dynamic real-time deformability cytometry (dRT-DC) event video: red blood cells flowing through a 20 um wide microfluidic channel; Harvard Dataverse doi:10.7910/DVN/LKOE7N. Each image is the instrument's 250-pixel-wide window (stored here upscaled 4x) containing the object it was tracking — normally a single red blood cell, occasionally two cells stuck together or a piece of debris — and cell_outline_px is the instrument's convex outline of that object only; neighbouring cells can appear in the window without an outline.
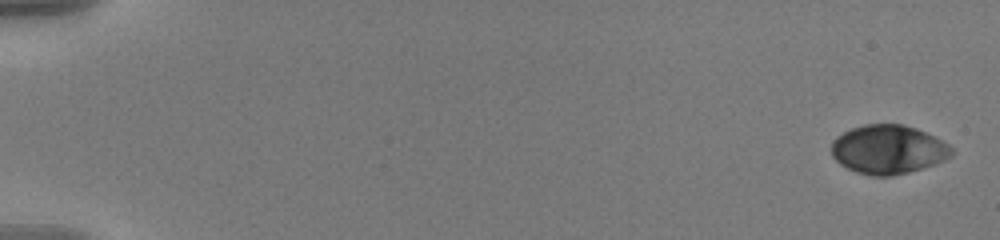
{"species": "human", "species_latin": "Homo sapiens", "temperature_condition": "warm", "stored_images_in_passage": 57, "camera_frame_rate_fps": 3000, "um_per_image_px": 0.085, "donor": {"sex": "male"}, "frame": {"image": 1, "passage_image": 1, "time_ms": 0.0, "image_size_px": [1000, 240], "cell_outline_px": [[956, 152], [952, 156], [936, 164], [908, 172], [892, 176], [872, 176], [856, 172], [840, 164], [832, 156], [832, 140], [836, 136], [852, 128], [864, 124], [904, 124], [916, 128], [936, 136], [948, 144]], "centroid_in_image_um": [75.52, 12.7], "position_along_channel_um": 9.5, "area_um2": 34.56}}
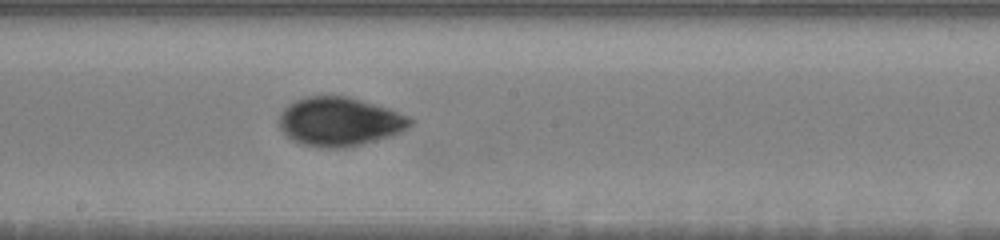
{"frame": {"image": 2, "passage_image": 33, "time_ms": 10.667, "image_size_px": [1000, 240], "cell_outline_px": [[416, 120], [408, 128], [392, 136], [344, 148], [320, 148], [304, 144], [292, 140], [280, 128], [280, 112], [288, 104], [296, 100], [308, 96], [348, 96], [388, 108], [408, 116]], "centroid_in_image_um": [28.88, 10.34], "position_along_channel_um": 219.3, "area_um2": 37.28}}
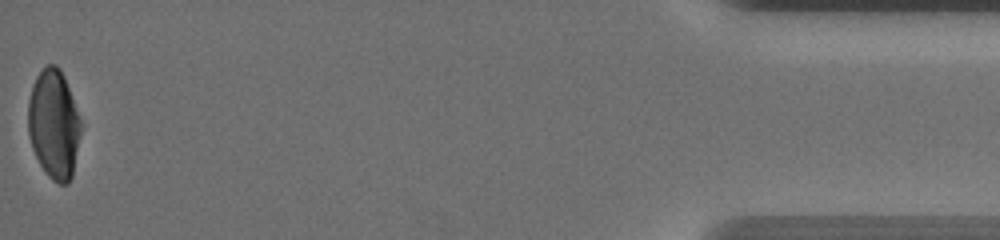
{"frame": {"image": 3, "passage_image": 57, "time_ms": 18.667, "image_size_px": [1000, 240], "cell_outline_px": [[80, 132], [72, 176], [68, 184], [60, 184], [52, 180], [48, 176], [40, 164], [32, 148], [28, 136], [28, 100], [32, 84], [36, 76], [48, 64], [56, 64], [60, 68], [64, 76], [80, 120]], "centroid_in_image_um": [4.55, 10.55], "position_along_channel_um": 430.7, "area_um2": 33.29}, "authors_computed_cell_mechanics": {"area_um2": 35.6048, "velocity_mm_per_s": 3.6235, "shape_relaxation_time_tau1_ms": 4.9526, "shape_relaxation_time_tau2_ms": 2.1713, "deformation_change_tau1": 0.137, "deformation_change_tau2": 0.05}}